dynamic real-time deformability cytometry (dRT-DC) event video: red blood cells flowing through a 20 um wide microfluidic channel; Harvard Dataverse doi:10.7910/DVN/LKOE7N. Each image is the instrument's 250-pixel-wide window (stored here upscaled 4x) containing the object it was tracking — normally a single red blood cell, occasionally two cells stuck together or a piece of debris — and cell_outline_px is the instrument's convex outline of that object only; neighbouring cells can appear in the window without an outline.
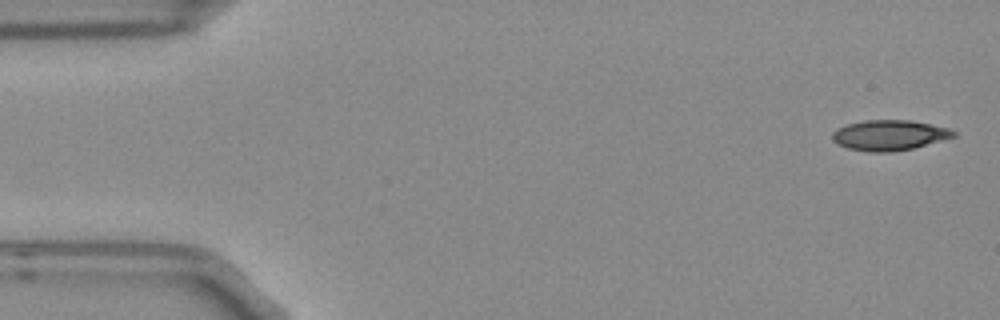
{"species": "Egyptian fruit bat (a non-hibernating species)", "species_latin": "Rousettus aegyptiacus", "temperature_condition": "room temperature", "stored_images_in_passage": 6, "segment_of_instrument_passage": [2, 2], "camera_frame_rate_fps": 3000, "um_per_image_px": 0.085, "frame": {"image": 1, "passage_image": 6, "time_ms": 1.667, "image_size_px": [1000, 320], "cell_outline_px": [[956, 136], [912, 148], [892, 152], [868, 152], [848, 148], [836, 144], [832, 140], [832, 132], [836, 128], [848, 124], [864, 120], [908, 120], [948, 128], [956, 132]], "centroid_in_image_um": [75.53, 11.49], "position_along_channel_um": 9.5, "area_um2": 21.33}}